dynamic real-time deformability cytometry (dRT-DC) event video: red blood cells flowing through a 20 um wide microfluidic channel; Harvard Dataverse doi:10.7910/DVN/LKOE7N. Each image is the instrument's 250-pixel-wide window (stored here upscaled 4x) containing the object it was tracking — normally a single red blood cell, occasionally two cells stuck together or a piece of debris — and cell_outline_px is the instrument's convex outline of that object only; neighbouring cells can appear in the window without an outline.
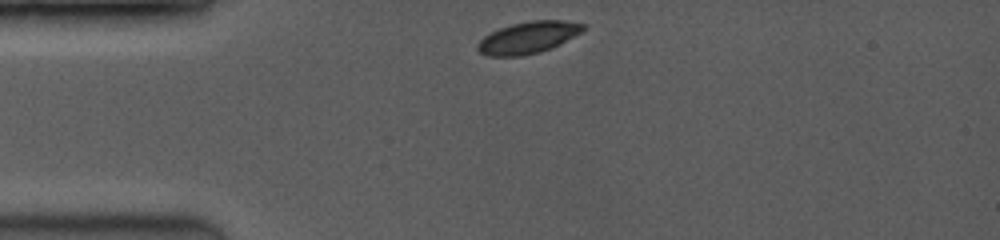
{"species": "common noctule bat (a hibernating species)", "species_latin": "Nyctalus noctula", "temperature_condition": "room temperature", "stored_images_in_passage": 38, "camera_frame_rate_fps": 3500, "um_per_image_px": 0.085, "animal": {"sex": "female", "body_mass_g": 19.0, "forearm_length_mm": 53.3}, "frame": {"image": 1, "passage_image": 1, "time_ms": 0.0, "image_size_px": [1000, 240], "cell_outline_px": [[584, 28], [580, 32], [552, 48], [540, 52], [520, 56], [488, 56], [480, 52], [476, 48], [476, 44], [484, 36], [500, 28], [512, 24], [532, 20], [564, 20], [584, 24]], "centroid_in_image_um": [44.86, 3.19], "position_along_channel_um": 40.1, "area_um2": 19.36}}
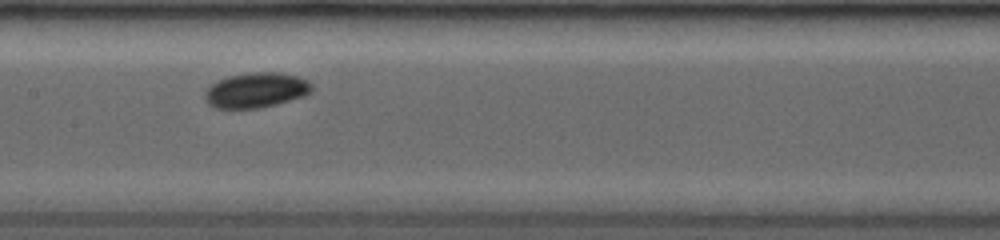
{"frame": {"image": 2, "passage_image": 16, "time_ms": 4.286, "image_size_px": [1000, 240], "cell_outline_px": [[312, 92], [304, 96], [276, 104], [256, 108], [216, 108], [208, 104], [204, 96], [204, 92], [212, 84], [228, 76], [248, 72], [280, 72], [296, 76], [308, 80], [312, 84]], "centroid_in_image_um": [21.78, 7.65], "position_along_channel_um": 185.6, "area_um2": 21.85}}
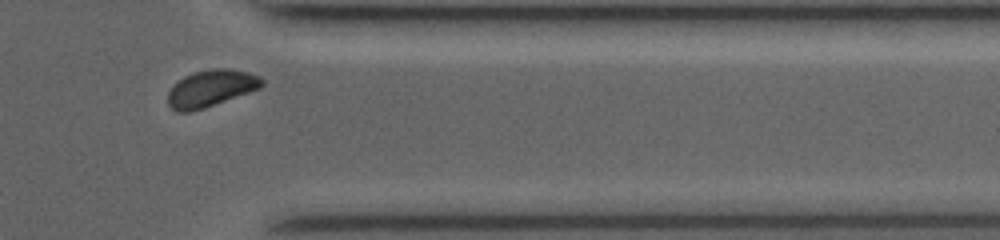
{"frame": {"image": 3, "passage_image": 34, "time_ms": 9.429, "image_size_px": [1000, 240], "cell_outline_px": [[264, 84], [260, 88], [204, 108], [188, 112], [176, 112], [168, 104], [168, 92], [184, 76], [196, 72], [212, 68], [228, 68], [248, 72], [260, 76], [264, 80]], "centroid_in_image_um": [17.95, 7.5], "position_along_channel_um": 393.4, "area_um2": 19.94}, "authors_computed_cell_mechanics": {"area_um2": 20.3456, "velocity_mm_per_s": 4.0434, "shape_relaxation_time_tau1_ms": 3.4004, "shape_relaxation_time_tau2_ms": null, "deformation_change_tau1": 0.101, "deformation_change_tau2": null}}